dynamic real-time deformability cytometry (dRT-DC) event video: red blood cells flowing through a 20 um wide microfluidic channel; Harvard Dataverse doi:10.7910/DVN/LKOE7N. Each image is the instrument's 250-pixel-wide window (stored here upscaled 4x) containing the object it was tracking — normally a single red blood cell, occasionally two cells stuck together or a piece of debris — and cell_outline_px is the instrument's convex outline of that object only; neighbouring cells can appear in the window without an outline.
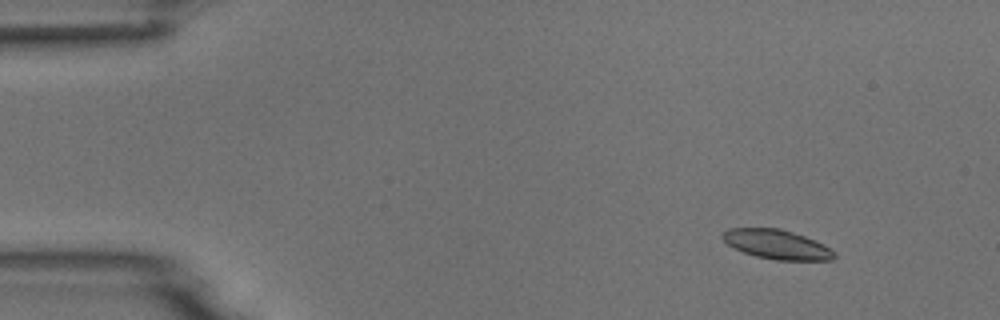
{"species": "common noctule bat (a hibernating species)", "species_latin": "Nyctalus noctula", "temperature_condition": "room temperature", "stored_images_in_passage": 5, "camera_frame_rate_fps": 3000, "um_per_image_px": 0.085, "animal": {"sex": "male", "body_mass_g": 18.8}, "frame": {"image": 1, "passage_image": 2, "time_ms": 1.0, "image_size_px": [1000, 320], "cell_outline_px": [[836, 256], [832, 260], [776, 260], [756, 256], [732, 248], [720, 236], [728, 228], [780, 228], [804, 236], [824, 244], [836, 252]], "centroid_in_image_um": [66.03, 20.77], "position_along_channel_um": 19.0, "area_um2": 19.13}}
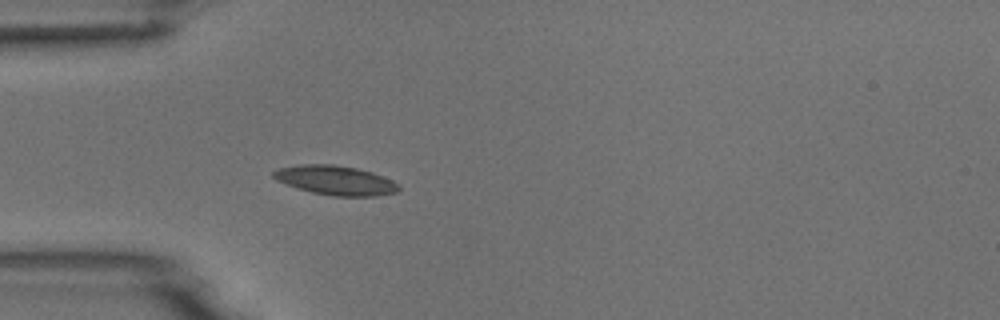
{"frame": {"image": 2, "passage_image": 5, "time_ms": 4.333, "image_size_px": [1000, 320], "cell_outline_px": [[400, 188], [396, 192], [376, 196], [332, 196], [312, 192], [276, 180], [272, 176], [272, 172], [280, 168], [300, 164], [332, 164], [356, 168], [372, 172], [392, 180], [400, 184]], "centroid_in_image_um": [28.55, 15.32], "position_along_channel_um": 56.5, "area_um2": 21.27}}